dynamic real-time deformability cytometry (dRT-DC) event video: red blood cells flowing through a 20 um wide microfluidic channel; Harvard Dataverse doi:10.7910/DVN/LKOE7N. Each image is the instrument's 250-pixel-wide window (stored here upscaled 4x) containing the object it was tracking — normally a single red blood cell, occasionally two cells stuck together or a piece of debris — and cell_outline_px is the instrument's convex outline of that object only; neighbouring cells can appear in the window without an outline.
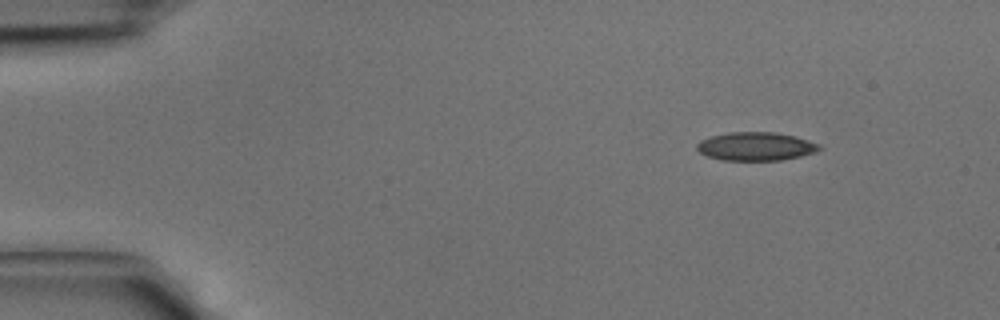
{"species": "common noctule bat (a hibernating species)", "species_latin": "Nyctalus noctula", "temperature_condition": "cold", "stored_images_in_passage": 38, "camera_frame_rate_fps": 3000, "um_per_image_px": 0.085, "animal": {"sex": "male", "body_mass_g": 15.6}, "frame": {"image": 1, "passage_image": 1, "time_ms": 0.0, "image_size_px": [1000, 320], "cell_outline_px": [[824, 148], [816, 152], [800, 156], [780, 160], [724, 160], [708, 156], [700, 152], [696, 148], [696, 144], [700, 140], [712, 136], [728, 132], [776, 132], [796, 136], [820, 144]], "centroid_in_image_um": [64.28, 12.43], "position_along_channel_um": 20.7, "area_um2": 20.35}}
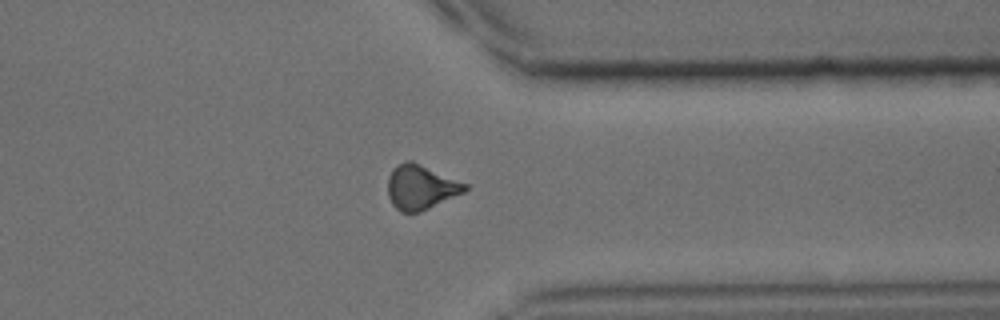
{"frame": {"image": 2, "passage_image": 29, "time_ms": 9.333, "image_size_px": [1000, 320], "cell_outline_px": [[468, 188], [464, 192], [420, 212], [400, 212], [392, 204], [388, 196], [388, 176], [392, 168], [396, 164], [408, 160], [412, 160], [468, 184]], "centroid_in_image_um": [35.74, 15.89], "position_along_channel_um": 375.7, "area_um2": 20.11}}
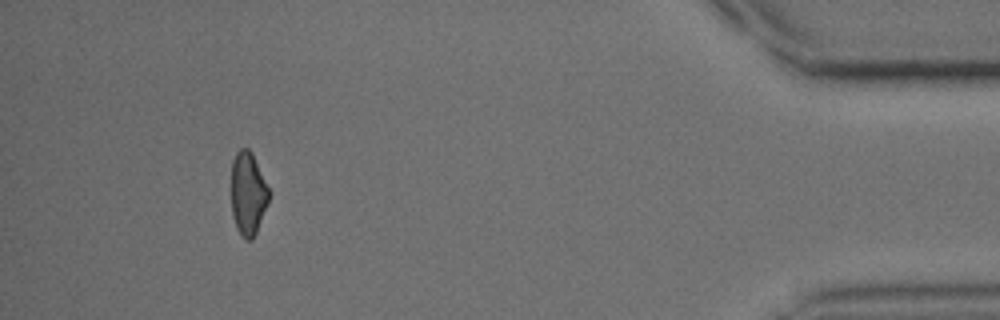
{"frame": {"image": 3, "passage_image": 35, "time_ms": 11.333, "image_size_px": [1000, 320], "cell_outline_px": [[268, 204], [256, 232], [252, 240], [244, 240], [240, 236], [236, 228], [232, 216], [232, 160], [236, 152], [240, 148], [248, 148], [252, 152], [268, 188]], "centroid_in_image_um": [21.06, 16.48], "position_along_channel_um": 414.1, "area_um2": 18.21}}